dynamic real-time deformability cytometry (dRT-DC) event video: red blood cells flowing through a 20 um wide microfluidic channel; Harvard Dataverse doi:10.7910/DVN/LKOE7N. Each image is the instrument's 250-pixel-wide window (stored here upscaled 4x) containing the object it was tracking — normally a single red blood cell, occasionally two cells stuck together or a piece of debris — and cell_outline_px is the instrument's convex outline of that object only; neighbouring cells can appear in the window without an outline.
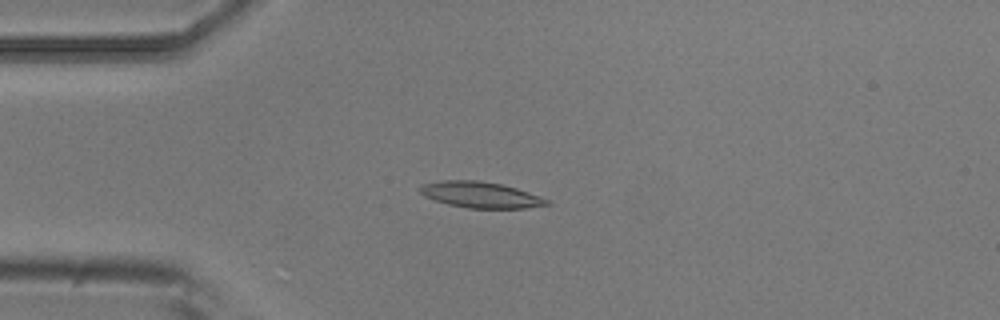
{"species": "common noctule bat (a hibernating species)", "species_latin": "Nyctalus noctula", "temperature_condition": "room temperature", "stored_images_in_passage": 5, "camera_frame_rate_fps": 3000, "um_per_image_px": 0.085, "animal": {"sex": "male", "body_mass_g": 20.5, "forearm_length_mm": 52.5}, "frame": {"image": 1, "passage_image": 3, "time_ms": 0.667, "image_size_px": [1000, 320], "cell_outline_px": [[552, 204], [524, 208], [468, 208], [448, 204], [424, 196], [420, 192], [420, 184], [440, 180], [480, 180], [500, 184], [516, 188], [540, 196], [548, 200]], "centroid_in_image_um": [40.83, 16.55], "position_along_channel_um": 44.2, "area_um2": 19.19}}
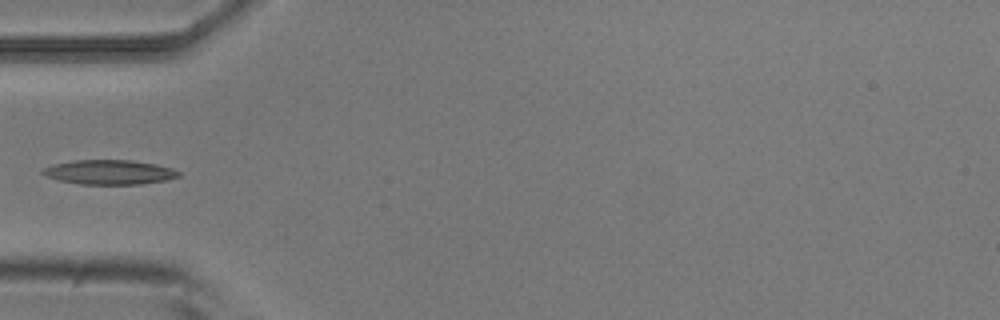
{"frame": {"image": 2, "passage_image": 4, "time_ms": 1.0, "image_size_px": [1000, 320], "cell_outline_px": [[180, 176], [168, 180], [140, 184], [80, 184], [60, 180], [48, 176], [40, 172], [44, 168], [52, 164], [76, 160], [132, 160], [156, 164], [172, 168], [180, 172]], "centroid_in_image_um": [9.33, 14.63], "position_along_channel_um": 75.7, "area_um2": 19.36}}
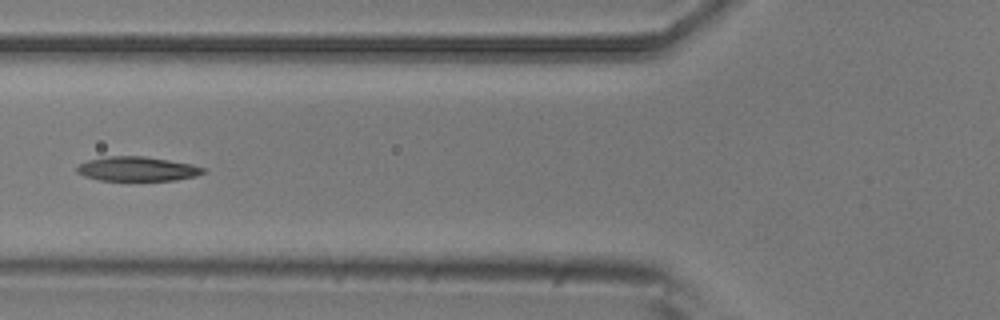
{"frame": {"image": 3, "passage_image": 5, "time_ms": 1.333, "image_size_px": [1000, 320], "cell_outline_px": [[208, 172], [196, 176], [176, 180], [100, 180], [84, 176], [76, 172], [76, 168], [80, 164], [88, 160], [112, 156], [144, 156], [192, 164], [204, 168]], "centroid_in_image_um": [11.7, 14.36], "position_along_channel_um": 114.1, "area_um2": 17.86}}